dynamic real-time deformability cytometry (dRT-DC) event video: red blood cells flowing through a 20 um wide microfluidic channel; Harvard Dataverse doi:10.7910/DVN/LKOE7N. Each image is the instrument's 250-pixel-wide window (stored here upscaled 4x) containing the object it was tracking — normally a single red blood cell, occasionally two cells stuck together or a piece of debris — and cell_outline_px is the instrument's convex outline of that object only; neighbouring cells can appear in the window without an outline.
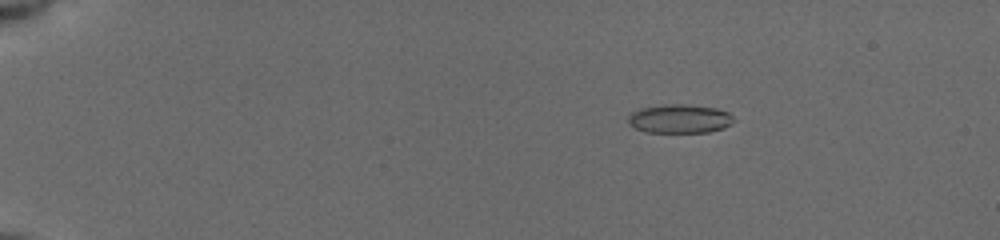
{"species": "common noctule bat (a hibernating species)", "species_latin": "Nyctalus noctula", "temperature_condition": "cold", "stored_images_in_passage": 54, "camera_frame_rate_fps": 3000, "um_per_image_px": 0.085, "animal": {"sex": "female", "body_mass_g": 19.5, "forearm_length_mm": 54.1}, "frame": {"image": 1, "passage_image": 10, "time_ms": 3.0, "image_size_px": [1000, 240], "cell_outline_px": [[736, 120], [724, 128], [708, 132], [644, 132], [628, 124], [628, 116], [632, 112], [640, 108], [664, 104], [684, 104], [716, 108], [728, 112]], "centroid_in_image_um": [57.76, 10.09], "position_along_channel_um": 27.2, "area_um2": 17.8}}
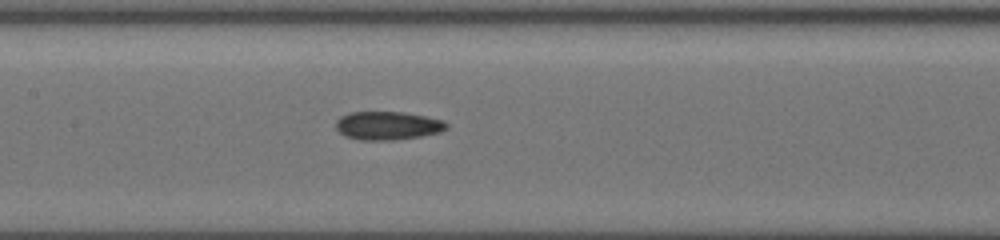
{"frame": {"image": 2, "passage_image": 29, "time_ms": 9.333, "image_size_px": [1000, 240], "cell_outline_px": [[448, 128], [440, 132], [420, 136], [396, 140], [360, 140], [344, 136], [336, 128], [336, 120], [340, 116], [352, 112], [404, 112], [444, 120], [448, 124]], "centroid_in_image_um": [32.95, 10.68], "position_along_channel_um": 174.4, "area_um2": 18.38}}
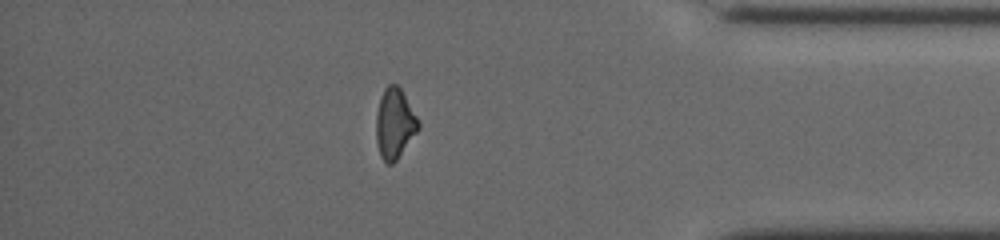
{"frame": {"image": 3, "passage_image": 48, "time_ms": 15.667, "image_size_px": [1000, 240], "cell_outline_px": [[420, 128], [396, 160], [392, 164], [388, 164], [380, 156], [376, 140], [376, 112], [380, 96], [384, 88], [388, 84], [396, 84], [400, 88], [416, 116], [420, 124]], "centroid_in_image_um": [33.52, 10.5], "position_along_channel_um": 401.7, "area_um2": 17.17}, "authors_computed_cell_mechanics": {"area_um2": 17.8602, "velocity_mm_per_s": 3.9511, "shape_relaxation_time_tau1_ms": null, "shape_relaxation_time_tau2_ms": 4.0025, "deformation_change_tau1": null, "deformation_change_tau2": 0.0953}}